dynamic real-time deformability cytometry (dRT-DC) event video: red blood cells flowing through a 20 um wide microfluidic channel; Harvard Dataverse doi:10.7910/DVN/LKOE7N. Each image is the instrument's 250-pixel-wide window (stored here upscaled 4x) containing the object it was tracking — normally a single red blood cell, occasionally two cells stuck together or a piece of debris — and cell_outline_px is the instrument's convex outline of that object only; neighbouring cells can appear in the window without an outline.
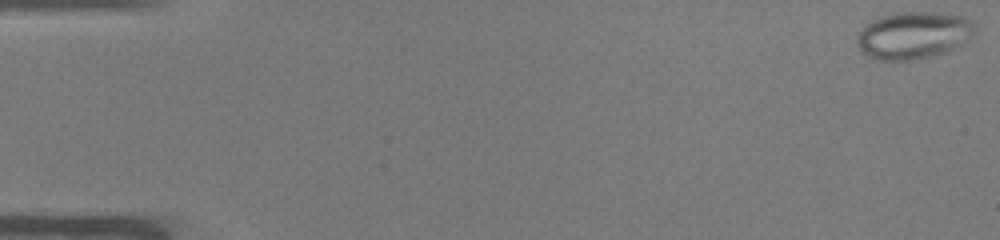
{"species": "common noctule bat (a hibernating species)", "species_latin": "Nyctalus noctula", "temperature_condition": "warm", "stored_images_in_passage": 52, "camera_frame_rate_fps": 3000, "um_per_image_px": 0.085, "animal": {"sex": "male", "body_mass_g": 19.0, "forearm_length_mm": 50.8}, "frame": {"image": 1, "passage_image": 1, "time_ms": 0.0, "image_size_px": [1000, 240], "cell_outline_px": [[976, 28], [968, 40], [948, 52], [932, 56], [912, 60], [872, 60], [864, 56], [856, 44], [856, 36], [864, 24], [872, 20], [896, 12], [932, 12], [964, 16], [972, 20], [976, 24]], "centroid_in_image_um": [77.62, 3.01], "position_along_channel_um": 7.4, "area_um2": 33.0}}
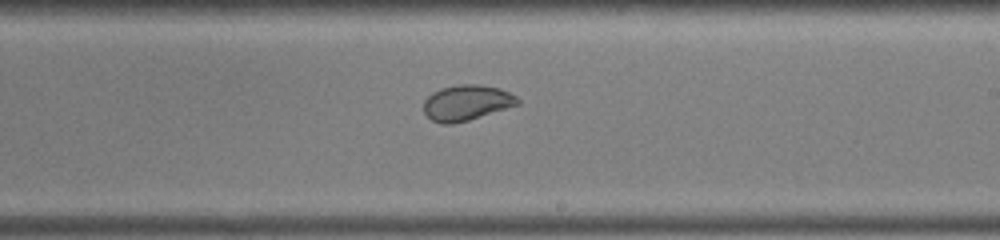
{"frame": {"image": 2, "passage_image": 31, "time_ms": 10.0, "image_size_px": [1000, 240], "cell_outline_px": [[520, 104], [468, 120], [452, 124], [440, 124], [432, 120], [424, 112], [424, 100], [432, 92], [440, 88], [456, 84], [480, 84], [500, 88], [516, 96], [520, 100]], "centroid_in_image_um": [39.65, 8.72], "position_along_channel_um": 249.3, "area_um2": 19.54}}
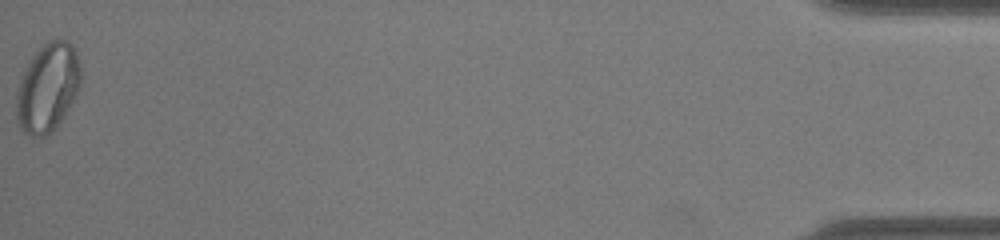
{"frame": {"image": 3, "passage_image": 52, "time_ms": 17.0, "image_size_px": [1000, 240], "cell_outline_px": [[80, 84], [76, 96], [56, 128], [52, 132], [44, 136], [28, 136], [20, 132], [16, 116], [16, 92], [20, 80], [32, 56], [44, 44], [52, 40], [68, 40], [72, 44], [76, 52], [80, 64]], "centroid_in_image_um": [4.04, 7.49], "position_along_channel_um": 431.2, "area_um2": 33.29}, "authors_computed_cell_mechanics": {"area_um2": 26.7614, "velocity_mm_per_s": 3.9333, "shape_relaxation_time_tau1_ms": null, "shape_relaxation_time_tau2_ms": 0.7736, "deformation_change_tau1": null, "deformation_change_tau2": 0.0429}}